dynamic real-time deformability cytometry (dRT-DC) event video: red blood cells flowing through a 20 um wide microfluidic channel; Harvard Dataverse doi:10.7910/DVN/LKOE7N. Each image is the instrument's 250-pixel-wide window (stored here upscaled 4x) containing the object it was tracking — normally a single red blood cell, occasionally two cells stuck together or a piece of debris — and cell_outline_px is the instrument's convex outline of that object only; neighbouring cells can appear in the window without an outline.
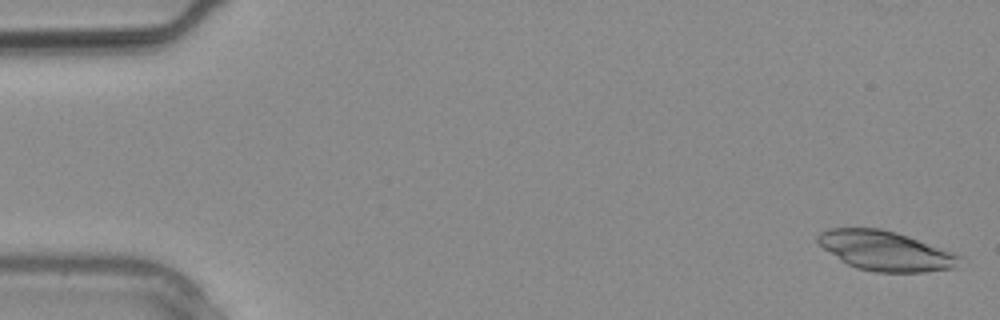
{"species": "common noctule bat (a hibernating species)", "species_latin": "Nyctalus noctula", "temperature_condition": "warm", "stored_images_in_passage": 2, "camera_frame_rate_fps": 3000, "um_per_image_px": 0.085, "animal": {"sex": "male", "body_mass_g": 20.4}, "frame": {"image": 1, "passage_image": 1, "time_ms": 0.0, "image_size_px": [1000, 320], "cell_outline_px": [[964, 256], [956, 268], [924, 272], [876, 272], [856, 268], [848, 264], [824, 248], [816, 240], [816, 236], [820, 232], [828, 228], [880, 228], [896, 232], [956, 252]], "centroid_in_image_um": [75.33, 21.32], "position_along_channel_um": 9.7, "area_um2": 32.89}}